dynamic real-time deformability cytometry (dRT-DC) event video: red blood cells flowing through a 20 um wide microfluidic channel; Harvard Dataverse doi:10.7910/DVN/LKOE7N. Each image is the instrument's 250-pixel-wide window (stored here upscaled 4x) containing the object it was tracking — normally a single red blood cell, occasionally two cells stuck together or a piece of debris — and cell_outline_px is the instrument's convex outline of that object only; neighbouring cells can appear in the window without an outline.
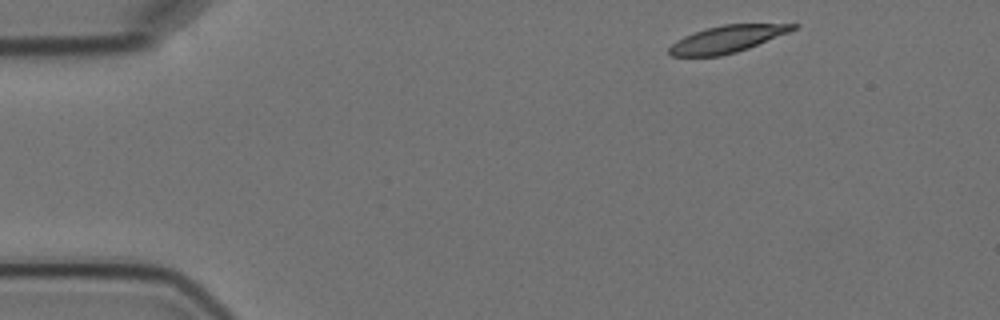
{"species": "Egyptian fruit bat (a non-hibernating species)", "species_latin": "Rousettus aegyptiacus", "temperature_condition": "cold", "stored_images_in_passage": 9, "camera_frame_rate_fps": 3000, "um_per_image_px": 0.085, "animal": {"sex": "female"}, "frame": {"image": 1, "passage_image": 1, "time_ms": 0.0, "image_size_px": [1000, 320], "cell_outline_px": [[800, 24], [796, 28], [788, 32], [748, 48], [736, 52], [720, 56], [668, 56], [668, 48], [676, 40], [684, 36], [704, 28], [724, 24]], "centroid_in_image_um": [61.74, 3.32], "position_along_channel_um": 23.3, "area_um2": 19.36}}
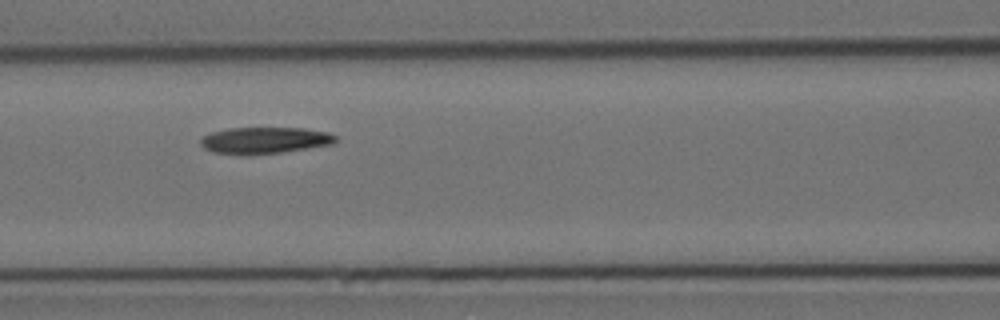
{"frame": {"image": 2, "passage_image": 6, "time_ms": 5.667, "image_size_px": [1000, 320], "cell_outline_px": [[336, 144], [280, 152], [244, 156], [212, 152], [204, 148], [200, 144], [200, 140], [204, 136], [212, 132], [228, 128], [304, 128], [328, 132], [336, 136]], "centroid_in_image_um": [22.49, 11.94], "position_along_channel_um": 144.1, "area_um2": 21.1}}
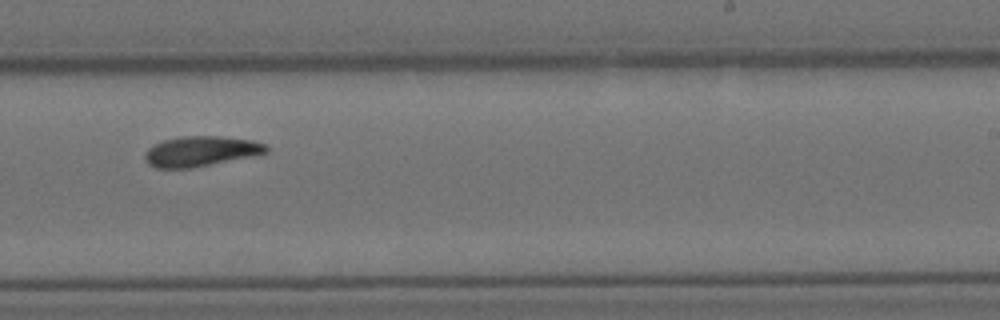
{"frame": {"image": 3, "passage_image": 9, "time_ms": 9.333, "image_size_px": [1000, 320], "cell_outline_px": [[268, 152], [260, 156], [192, 168], [156, 168], [148, 164], [144, 156], [144, 152], [148, 148], [164, 140], [180, 136], [216, 136], [252, 140], [264, 144], [268, 148]], "centroid_in_image_um": [17.11, 12.87], "position_along_channel_um": 271.9, "area_um2": 21.68}}